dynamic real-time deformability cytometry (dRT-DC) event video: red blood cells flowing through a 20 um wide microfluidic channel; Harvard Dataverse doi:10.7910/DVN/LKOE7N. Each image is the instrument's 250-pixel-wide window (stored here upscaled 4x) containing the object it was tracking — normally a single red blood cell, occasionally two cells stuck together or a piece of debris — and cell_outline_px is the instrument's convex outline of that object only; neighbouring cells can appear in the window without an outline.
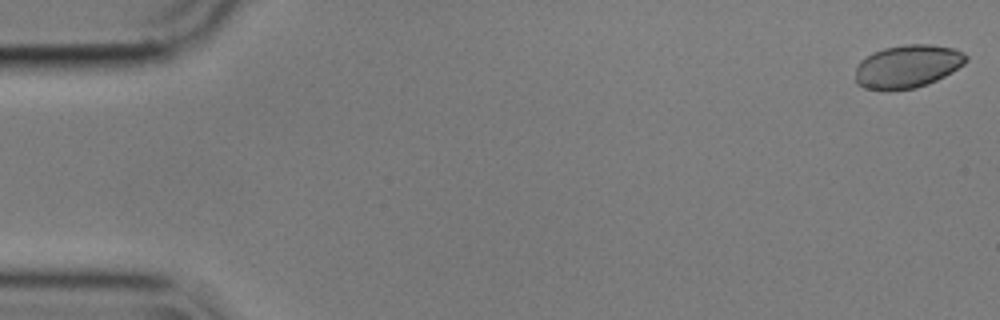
{"species": "common noctule bat (a hibernating species)", "species_latin": "Nyctalus noctula", "temperature_condition": "cold", "stored_images_in_passage": 17, "camera_frame_rate_fps": 3000, "um_per_image_px": 0.085, "animal": {"sex": "male", "body_mass_g": 17.9}, "frame": {"image": 1, "passage_image": 1, "time_ms": 0.0, "image_size_px": [1000, 320], "cell_outline_px": [[968, 60], [964, 64], [944, 76], [928, 84], [916, 88], [888, 92], [884, 92], [864, 88], [856, 84], [856, 64], [860, 60], [872, 52], [884, 48], [904, 44], [932, 44], [952, 48], [968, 56]], "centroid_in_image_um": [77.08, 5.66], "position_along_channel_um": 7.9, "area_um2": 28.26}}
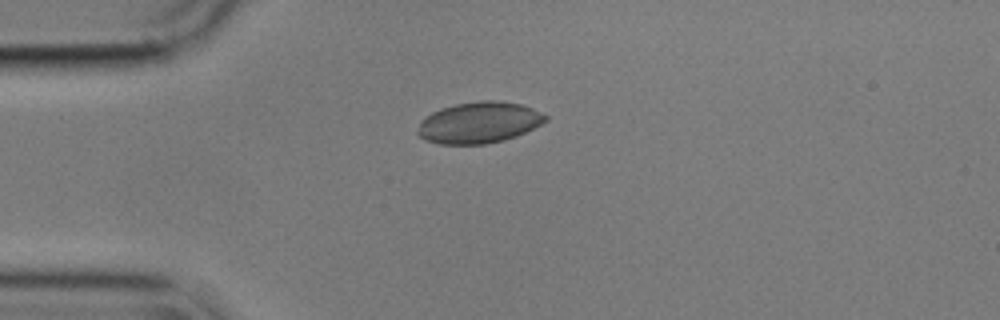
{"frame": {"image": 2, "passage_image": 14, "time_ms": 4.333, "image_size_px": [1000, 320], "cell_outline_px": [[548, 120], [516, 136], [504, 140], [484, 144], [440, 144], [424, 140], [416, 136], [416, 132], [420, 120], [424, 116], [440, 108], [456, 104], [480, 100], [496, 100], [520, 104], [532, 108], [548, 116]], "centroid_in_image_um": [40.65, 10.42], "position_along_channel_um": 44.3, "area_um2": 30.92}}